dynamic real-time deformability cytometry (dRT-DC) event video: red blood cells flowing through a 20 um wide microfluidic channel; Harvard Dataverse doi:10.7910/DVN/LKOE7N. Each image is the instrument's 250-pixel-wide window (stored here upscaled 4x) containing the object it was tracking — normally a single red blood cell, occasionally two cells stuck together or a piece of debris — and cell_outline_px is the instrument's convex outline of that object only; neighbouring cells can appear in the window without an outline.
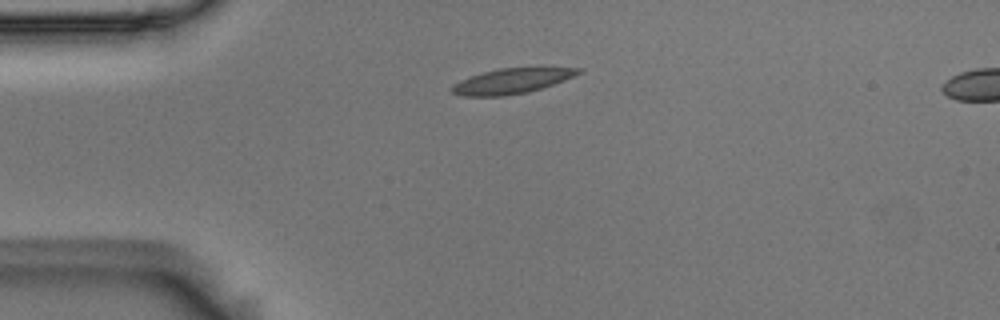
{"species": "Egyptian fruit bat (a non-hibernating species)", "species_latin": "Rousettus aegyptiacus", "temperature_condition": "room temperature", "stored_images_in_passage": 2, "segment_of_instrument_passage": [1, 2], "camera_frame_rate_fps": 3000, "um_per_image_px": 0.085, "animal": {"sex": "male"}, "frame": {"image": 1, "passage_image": 1, "time_ms": 0.0, "image_size_px": [1000, 320], "cell_outline_px": [[584, 68], [580, 72], [564, 80], [528, 92], [504, 96], [464, 96], [452, 92], [448, 88], [452, 84], [460, 80], [484, 72], [500, 68]], "centroid_in_image_um": [43.42, 6.9], "position_along_channel_um": 41.6, "area_um2": 18.21}}